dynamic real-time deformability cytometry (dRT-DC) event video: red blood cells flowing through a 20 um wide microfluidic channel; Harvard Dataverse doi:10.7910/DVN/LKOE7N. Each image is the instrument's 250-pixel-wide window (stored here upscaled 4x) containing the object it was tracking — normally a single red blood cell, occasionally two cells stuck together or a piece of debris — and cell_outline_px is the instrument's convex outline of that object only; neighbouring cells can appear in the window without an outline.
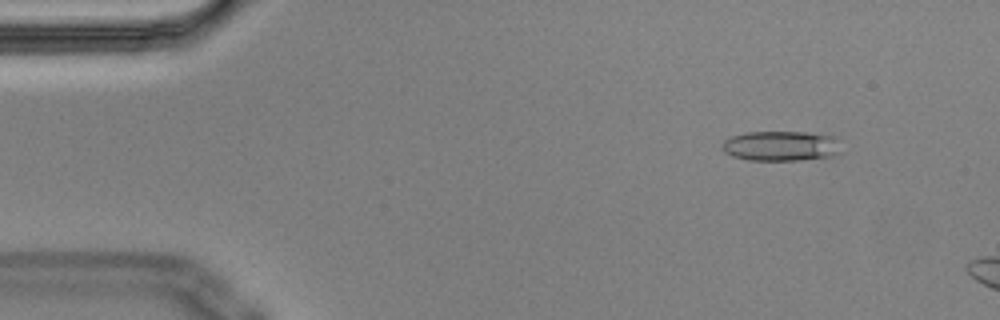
{"species": "Egyptian fruit bat (a non-hibernating species)", "species_latin": "Rousettus aegyptiacus", "temperature_condition": "cold", "stored_images_in_passage": 4, "camera_frame_rate_fps": 3000, "um_per_image_px": 0.085, "animal": {"sex": "male"}, "frame": {"image": 1, "passage_image": 2, "time_ms": 0.333, "image_size_px": [1000, 320], "cell_outline_px": [[844, 152], [832, 156], [800, 160], [748, 160], [732, 156], [724, 152], [720, 148], [724, 140], [732, 136], [748, 132], [804, 132], [836, 136]], "centroid_in_image_um": [66.42, 12.41], "position_along_channel_um": 18.6, "area_um2": 21.15}}